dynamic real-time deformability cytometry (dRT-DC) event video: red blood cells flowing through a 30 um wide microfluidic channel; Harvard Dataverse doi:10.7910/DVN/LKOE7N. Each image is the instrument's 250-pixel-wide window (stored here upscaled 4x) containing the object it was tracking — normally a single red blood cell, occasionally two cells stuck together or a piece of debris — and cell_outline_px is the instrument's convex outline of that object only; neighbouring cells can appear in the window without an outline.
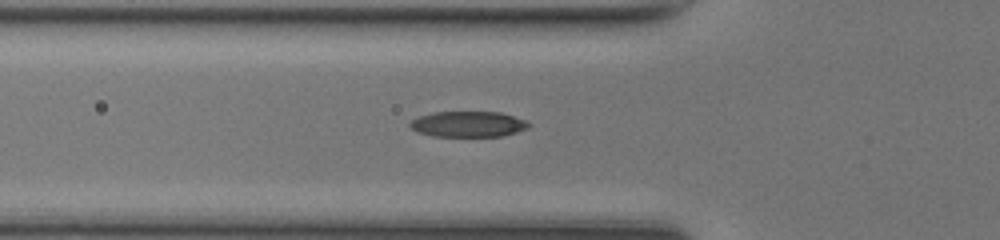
{"species": "common noctule bat (a hibernating species)", "species_latin": "Nyctalus noctula", "temperature_condition": "room temperature", "stored_images_in_passage": 34, "camera_frame_rate_fps": 3000, "um_per_image_px": 0.085, "animal": {"sex": "female", "body_mass_g": 17.0, "forearm_length_mm": 48.0}, "frame": {"image": 1, "passage_image": 6, "time_ms": 1.667, "image_size_px": [1000, 240], "cell_outline_px": [[532, 124], [528, 128], [516, 132], [500, 136], [432, 136], [416, 132], [408, 124], [412, 120], [420, 116], [436, 112], [500, 112], [524, 120]], "centroid_in_image_um": [39.78, 10.55], "position_along_channel_um": 86.0, "area_um2": 17.63}}
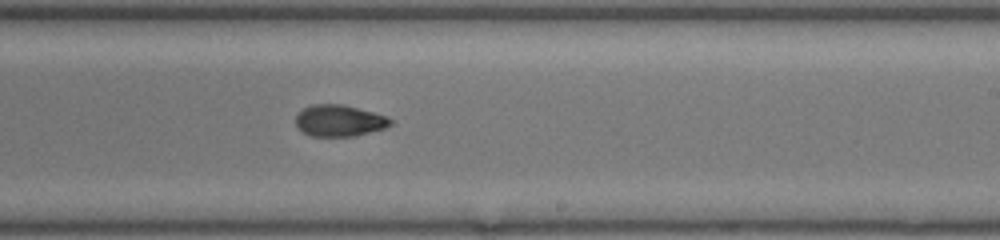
{"frame": {"image": 2, "passage_image": 18, "time_ms": 5.667, "image_size_px": [1000, 240], "cell_outline_px": [[392, 124], [384, 128], [356, 136], [312, 136], [304, 132], [296, 124], [296, 116], [304, 108], [312, 104], [340, 104], [372, 112], [384, 116], [392, 120]], "centroid_in_image_um": [28.83, 10.26], "position_along_channel_um": 260.2, "area_um2": 17.05}}
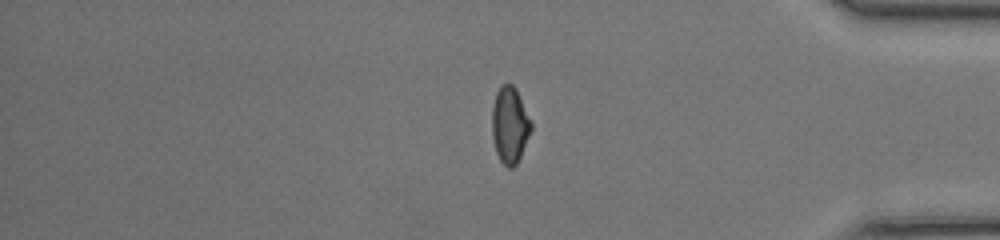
{"frame": {"image": 3, "passage_image": 29, "time_ms": 9.333, "image_size_px": [1000, 240], "cell_outline_px": [[532, 128], [520, 156], [516, 164], [512, 168], [508, 168], [500, 160], [496, 152], [492, 136], [492, 108], [496, 92], [500, 84], [512, 84], [516, 88], [532, 124]], "centroid_in_image_um": [43.31, 10.61], "position_along_channel_um": 391.9, "area_um2": 17.28}, "authors_computed_cell_mechanics": {"area_um2": 17.6001, "velocity_mm_per_s": 4.3397, "shape_relaxation_time_tau1_ms": 3.9846, "shape_relaxation_time_tau2_ms": 3.668, "deformation_change_tau1": 0.181, "deformation_change_tau2": 0.1006}}